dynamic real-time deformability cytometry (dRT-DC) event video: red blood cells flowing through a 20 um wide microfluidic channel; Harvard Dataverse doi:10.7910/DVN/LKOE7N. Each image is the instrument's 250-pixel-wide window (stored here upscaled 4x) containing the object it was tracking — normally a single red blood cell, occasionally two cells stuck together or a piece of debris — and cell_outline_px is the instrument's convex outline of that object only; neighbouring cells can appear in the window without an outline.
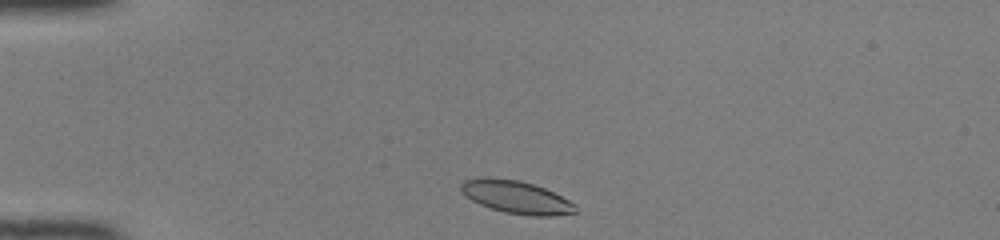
{"species": "common noctule bat (a hibernating species)", "species_latin": "Nyctalus noctula", "temperature_condition": "room temperature", "stored_images_in_passage": 39, "camera_frame_rate_fps": 3000, "um_per_image_px": 0.085, "animal": {"sex": "female", "body_mass_g": 22.0, "forearm_length_mm": 56.7}, "frame": {"image": 1, "passage_image": 2, "time_ms": 0.333, "image_size_px": [1000, 240], "cell_outline_px": [[576, 212], [552, 216], [532, 216], [504, 212], [480, 204], [472, 200], [460, 188], [460, 184], [464, 180], [484, 176], [488, 176], [520, 180], [544, 188], [576, 204]], "centroid_in_image_um": [43.87, 16.74], "position_along_channel_um": 41.1, "area_um2": 21.73}}
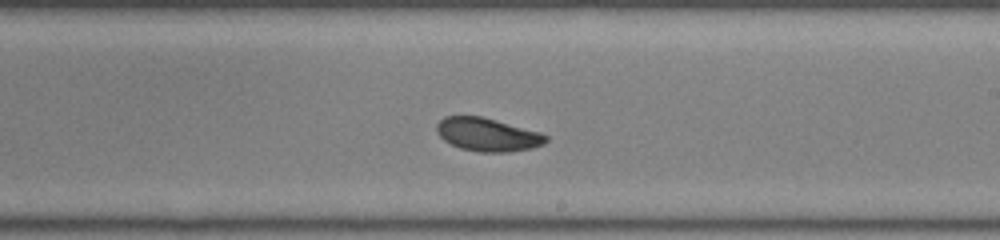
{"frame": {"image": 2, "passage_image": 20, "time_ms": 6.333, "image_size_px": [1000, 240], "cell_outline_px": [[548, 140], [544, 144], [532, 148], [508, 152], [480, 152], [460, 148], [444, 140], [436, 132], [436, 124], [444, 116], [480, 116], [496, 120], [540, 132], [548, 136]], "centroid_in_image_um": [41.44, 11.44], "position_along_channel_um": 247.6, "area_um2": 21.15}}
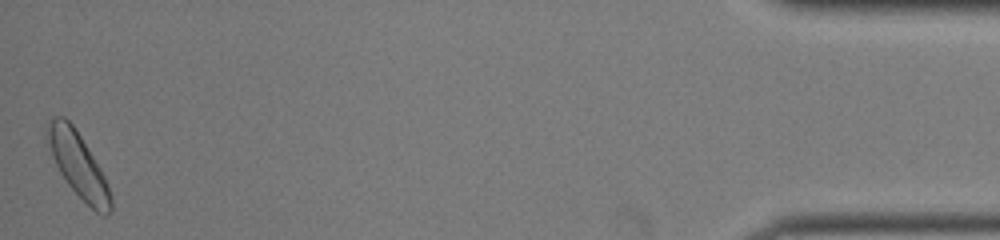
{"frame": {"image": 3, "passage_image": 39, "time_ms": 12.667, "image_size_px": [1000, 240], "cell_outline_px": [[112, 212], [104, 216], [100, 216], [68, 184], [60, 172], [52, 156], [48, 140], [48, 120], [52, 116], [64, 116], [72, 124], [80, 136], [100, 168], [104, 176], [112, 196]], "centroid_in_image_um": [6.68, 14.05], "position_along_channel_um": 428.5, "area_um2": 23.29}, "authors_computed_cell_mechanics": {"area_um2": 21.7328, "velocity_mm_per_s": 4.1028, "shape_relaxation_time_tau1_ms": 2.8363, "shape_relaxation_time_tau2_ms": null, "deformation_change_tau1": 0.1175, "deformation_change_tau2": null}}